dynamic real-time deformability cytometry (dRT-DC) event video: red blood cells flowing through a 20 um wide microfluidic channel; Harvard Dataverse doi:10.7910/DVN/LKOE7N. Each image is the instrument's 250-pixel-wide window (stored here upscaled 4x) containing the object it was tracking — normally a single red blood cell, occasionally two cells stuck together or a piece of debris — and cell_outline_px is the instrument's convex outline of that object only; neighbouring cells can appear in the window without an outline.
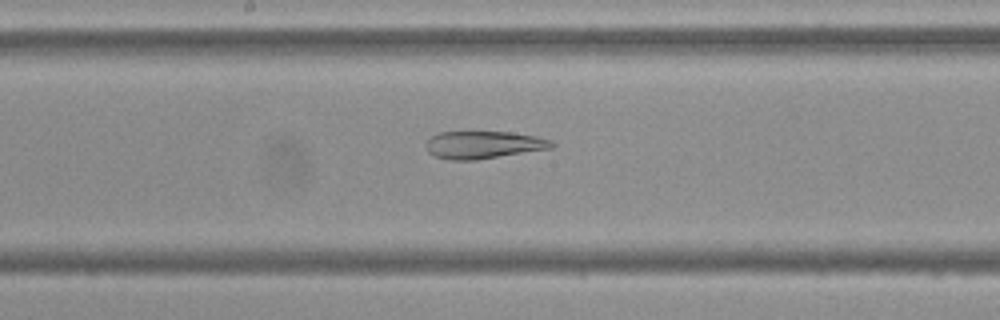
{"species": "Egyptian fruit bat (a non-hibernating species)", "species_latin": "Rousettus aegyptiacus", "temperature_condition": "cold", "stored_images_in_passage": 38, "camera_frame_rate_fps": 3000, "um_per_image_px": 0.085, "frame": {"image": 1, "passage_image": 12, "time_ms": 3.667, "image_size_px": [1000, 320], "cell_outline_px": [[556, 144], [552, 148], [476, 160], [448, 160], [436, 156], [428, 152], [424, 144], [432, 136], [440, 132], [512, 132], [536, 136], [552, 140]], "centroid_in_image_um": [41.1, 12.31], "position_along_channel_um": 207.1, "area_um2": 20.23}}
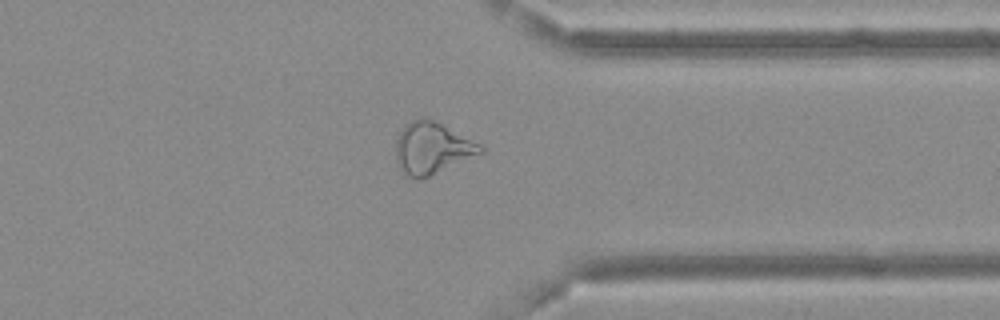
{"frame": {"image": 2, "passage_image": 26, "time_ms": 8.333, "image_size_px": [1000, 320], "cell_outline_px": [[484, 152], [420, 180], [416, 180], [408, 176], [400, 168], [396, 160], [396, 140], [400, 128], [412, 120], [420, 116], [424, 116], [480, 144], [484, 148]], "centroid_in_image_um": [36.68, 12.59], "position_along_channel_um": 374.7, "area_um2": 25.32}}
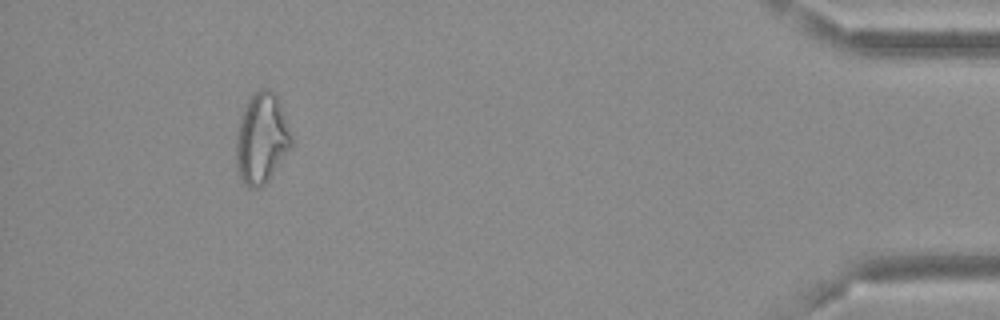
{"frame": {"image": 3, "passage_image": 34, "time_ms": 11.0, "image_size_px": [1000, 320], "cell_outline_px": [[292, 148], [268, 180], [260, 188], [248, 188], [244, 184], [236, 168], [236, 128], [240, 116], [248, 96], [260, 88], [268, 88], [280, 100], [292, 140]], "centroid_in_image_um": [22.21, 11.75], "position_along_channel_um": 413.0, "area_um2": 29.65}}